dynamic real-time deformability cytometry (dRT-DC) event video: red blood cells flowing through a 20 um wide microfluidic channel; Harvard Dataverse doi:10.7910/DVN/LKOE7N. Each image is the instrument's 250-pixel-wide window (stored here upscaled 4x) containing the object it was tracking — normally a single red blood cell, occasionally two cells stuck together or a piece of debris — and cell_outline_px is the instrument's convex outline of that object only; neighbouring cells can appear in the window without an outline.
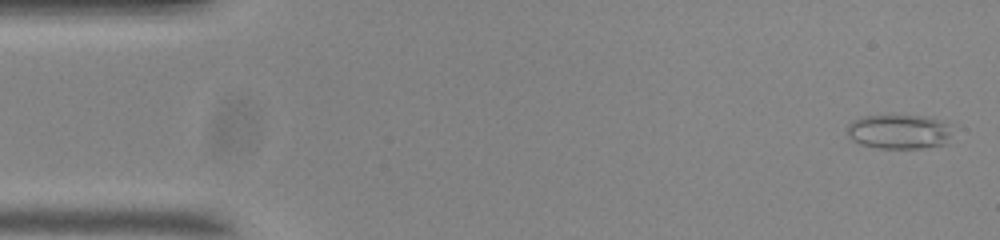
{"species": "common noctule bat (a hibernating species)", "species_latin": "Nyctalus noctula", "temperature_condition": "room temperature", "stored_images_in_passage": 55, "camera_frame_rate_fps": 3000, "um_per_image_px": 0.085, "animal": {"sex": "male", "body_mass_g": 20.0, "forearm_length_mm": 53.3}, "frame": {"image": 1, "passage_image": 2, "time_ms": 0.333, "image_size_px": [1000, 240], "cell_outline_px": [[948, 144], [924, 148], [880, 148], [860, 144], [852, 140], [848, 136], [848, 124], [852, 120], [864, 116], [924, 116], [940, 120], [948, 124]], "centroid_in_image_um": [76.39, 11.2], "position_along_channel_um": 8.6, "area_um2": 20.92}}
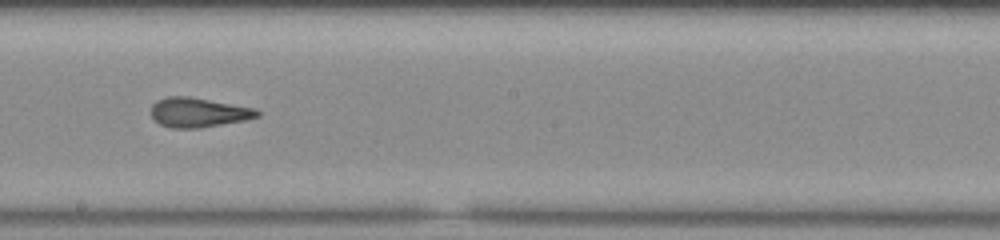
{"frame": {"image": 2, "passage_image": 30, "time_ms": 9.667, "image_size_px": [1000, 240], "cell_outline_px": [[260, 116], [244, 120], [200, 128], [172, 128], [160, 124], [152, 116], [152, 104], [156, 100], [168, 96], [188, 96], [256, 108], [260, 112]], "centroid_in_image_um": [16.87, 9.55], "position_along_channel_um": 231.3, "area_um2": 18.21}}
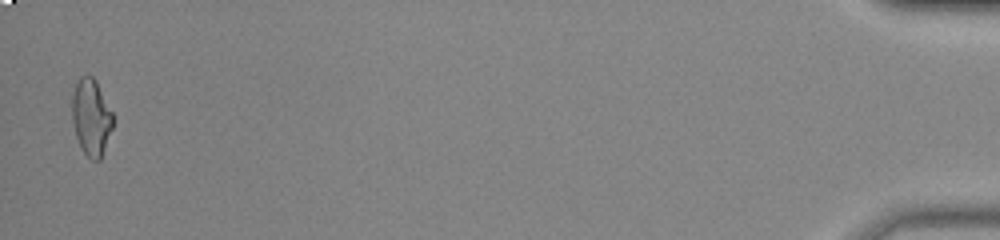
{"frame": {"image": 3, "passage_image": 54, "time_ms": 17.667, "image_size_px": [1000, 240], "cell_outline_px": [[112, 128], [100, 160], [92, 160], [84, 152], [76, 136], [72, 120], [72, 96], [76, 84], [80, 76], [92, 76], [96, 80], [112, 112]], "centroid_in_image_um": [7.74, 9.95], "position_along_channel_um": 427.5, "area_um2": 17.92}, "authors_computed_cell_mechanics": {"area_um2": 18.4382, "velocity_mm_per_s": 3.7068, "shape_relaxation_time_tau1_ms": null, "shape_relaxation_time_tau2_ms": 1.7627, "deformation_change_tau1": null, "deformation_change_tau2": 0.1088}}